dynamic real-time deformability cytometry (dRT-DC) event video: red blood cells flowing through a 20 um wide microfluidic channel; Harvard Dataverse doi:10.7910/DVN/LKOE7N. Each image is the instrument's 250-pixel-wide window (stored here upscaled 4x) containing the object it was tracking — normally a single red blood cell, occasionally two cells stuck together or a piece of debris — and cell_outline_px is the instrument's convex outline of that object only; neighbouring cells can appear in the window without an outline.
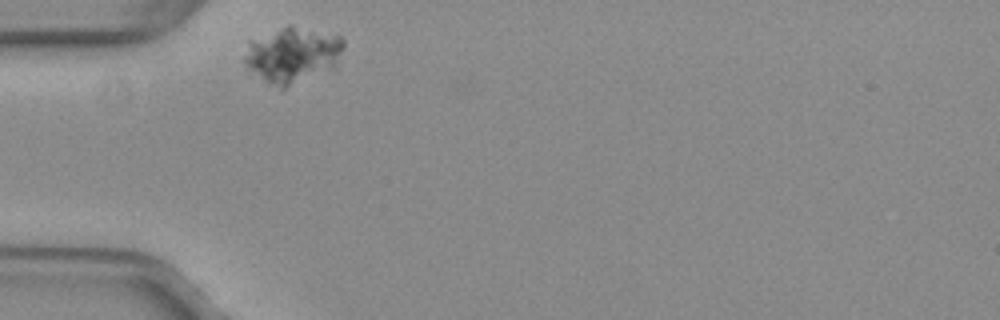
{"species": "common noctule bat (a hibernating species)", "species_latin": "Nyctalus noctula", "temperature_condition": "warm", "stored_images_in_passage": 29, "camera_frame_rate_fps": 3000, "um_per_image_px": 0.085, "animal": {"sex": "female", "body_mass_g": 29.2, "forearm_length_mm": 56.3}, "frame": {"image": 1, "passage_image": 1, "time_ms": 0.0, "image_size_px": [1000, 320], "cell_outline_px": [[344, 48], [332, 64], [328, 68], [280, 92], [248, 76], [244, 64], [244, 56], [248, 40], [288, 24], [292, 24], [340, 36], [344, 40]], "centroid_in_image_um": [24.69, 4.71], "position_along_channel_um": 60.3, "area_um2": 33.12}}
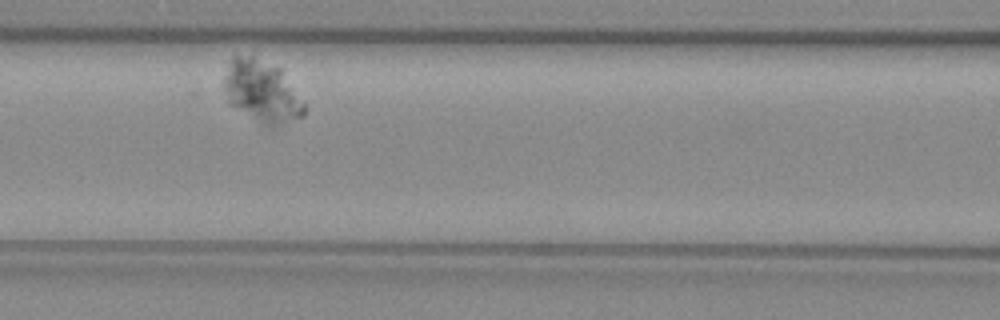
{"frame": {"image": 2, "passage_image": 9, "time_ms": 2.667, "image_size_px": [1000, 320], "cell_outline_px": [[304, 116], [272, 128], [228, 104], [224, 92], [224, 76], [228, 60], [232, 56], [252, 56], [280, 68], [304, 104]], "centroid_in_image_um": [22.21, 7.77], "position_along_channel_um": 144.4, "area_um2": 28.73}}
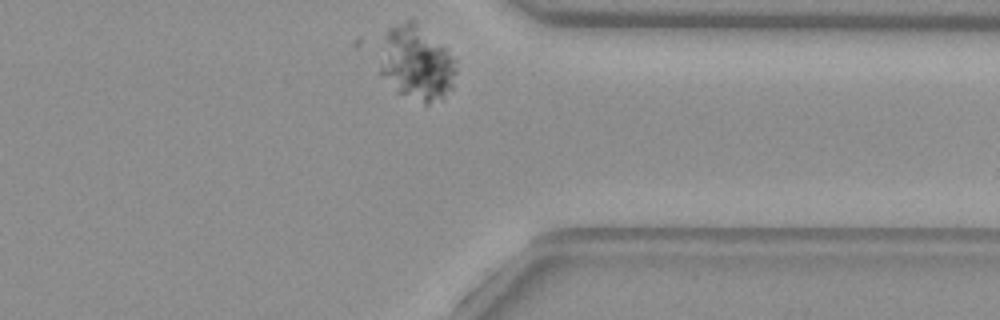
{"frame": {"image": 3, "passage_image": 29, "time_ms": 9.333, "image_size_px": [1000, 320], "cell_outline_px": [[456, 72], [452, 88], [444, 96], [428, 104], [424, 104], [396, 92], [380, 72], [380, 68], [388, 28], [408, 20], [416, 20], [448, 48], [456, 68]], "centroid_in_image_um": [35.46, 5.36], "position_along_channel_um": 375.9, "area_um2": 32.89}}